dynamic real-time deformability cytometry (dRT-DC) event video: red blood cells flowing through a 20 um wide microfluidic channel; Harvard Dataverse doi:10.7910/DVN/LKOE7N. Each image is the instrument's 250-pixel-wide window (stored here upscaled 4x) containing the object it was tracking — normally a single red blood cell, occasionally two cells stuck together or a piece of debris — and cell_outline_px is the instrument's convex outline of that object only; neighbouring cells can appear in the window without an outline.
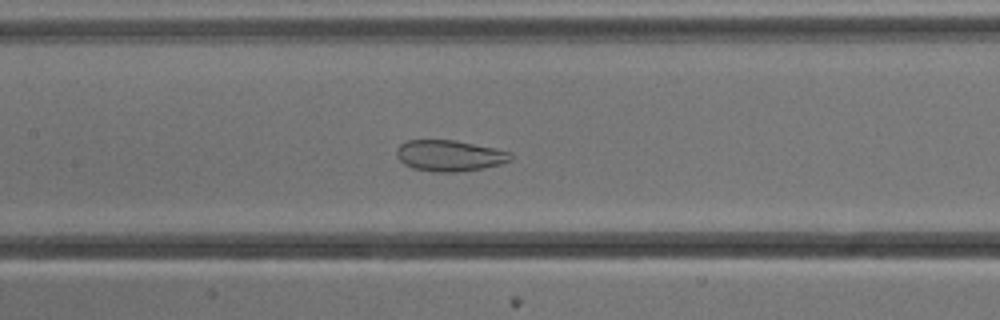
{"species": "common noctule bat (a hibernating species)", "species_latin": "Nyctalus noctula", "temperature_condition": "cold", "stored_images_in_passage": 52, "camera_frame_rate_fps": 3000, "um_per_image_px": 0.085, "animal": {"sex": "male", "body_mass_g": 13.3}, "frame": {"image": 1, "passage_image": 23, "time_ms": 7.333, "image_size_px": [1000, 320], "cell_outline_px": [[512, 160], [500, 164], [484, 168], [456, 172], [436, 172], [412, 168], [404, 164], [396, 156], [396, 148], [400, 144], [408, 140], [456, 140], [496, 148], [512, 152]], "centroid_in_image_um": [38.22, 13.22], "position_along_channel_um": 169.2, "area_um2": 20.87}}
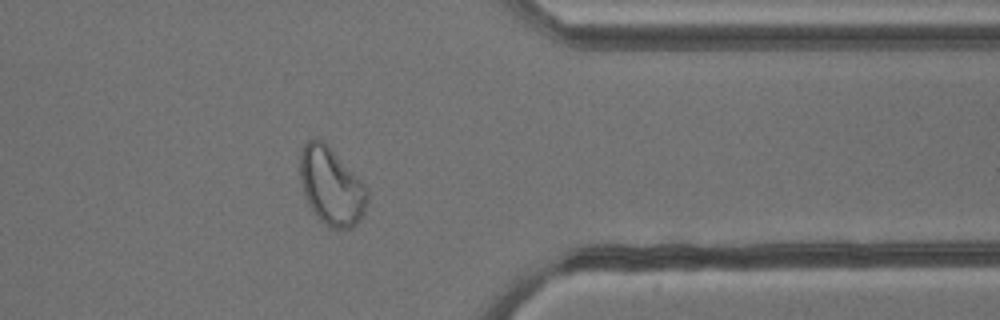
{"frame": {"image": 2, "passage_image": 41, "time_ms": 13.333, "image_size_px": [1000, 320], "cell_outline_px": [[368, 200], [364, 212], [356, 224], [352, 228], [332, 228], [320, 220], [316, 216], [308, 204], [300, 180], [300, 152], [304, 144], [308, 140], [324, 140], [368, 188]], "centroid_in_image_um": [28.16, 15.82], "position_along_channel_um": 383.2, "area_um2": 30.29}}
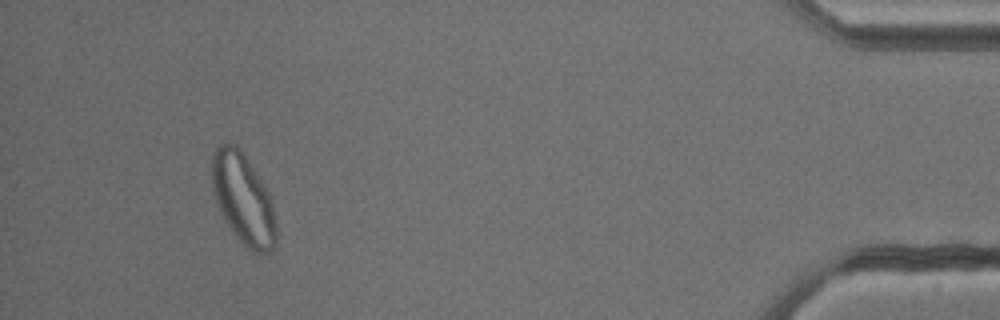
{"frame": {"image": 3, "passage_image": 48, "time_ms": 15.667, "image_size_px": [1000, 320], "cell_outline_px": [[276, 244], [268, 252], [252, 252], [232, 232], [220, 212], [212, 192], [212, 156], [216, 148], [220, 144], [236, 144], [240, 148], [268, 192], [272, 204], [276, 224]], "centroid_in_image_um": [20.65, 16.92], "position_along_channel_um": 414.5, "area_um2": 33.58}}